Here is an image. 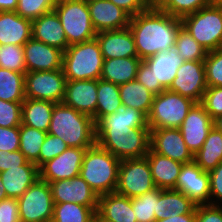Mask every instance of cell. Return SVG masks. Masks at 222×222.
<instances>
[{"label": "cell", "instance_id": "1", "mask_svg": "<svg viewBox=\"0 0 222 222\" xmlns=\"http://www.w3.org/2000/svg\"><path fill=\"white\" fill-rule=\"evenodd\" d=\"M181 19L163 12L156 4L131 17L129 29L135 40L138 57L145 60L175 47Z\"/></svg>", "mask_w": 222, "mask_h": 222}, {"label": "cell", "instance_id": "2", "mask_svg": "<svg viewBox=\"0 0 222 222\" xmlns=\"http://www.w3.org/2000/svg\"><path fill=\"white\" fill-rule=\"evenodd\" d=\"M47 133L61 138L68 147L88 149L96 144L94 119L63 102L55 103Z\"/></svg>", "mask_w": 222, "mask_h": 222}, {"label": "cell", "instance_id": "3", "mask_svg": "<svg viewBox=\"0 0 222 222\" xmlns=\"http://www.w3.org/2000/svg\"><path fill=\"white\" fill-rule=\"evenodd\" d=\"M121 160L99 145L86 149L80 169V176L98 196L114 193L118 181Z\"/></svg>", "mask_w": 222, "mask_h": 222}, {"label": "cell", "instance_id": "4", "mask_svg": "<svg viewBox=\"0 0 222 222\" xmlns=\"http://www.w3.org/2000/svg\"><path fill=\"white\" fill-rule=\"evenodd\" d=\"M104 57L97 39L72 44L63 52L62 69L67 80H98Z\"/></svg>", "mask_w": 222, "mask_h": 222}, {"label": "cell", "instance_id": "5", "mask_svg": "<svg viewBox=\"0 0 222 222\" xmlns=\"http://www.w3.org/2000/svg\"><path fill=\"white\" fill-rule=\"evenodd\" d=\"M182 27L207 51L222 48V7L211 4L181 19Z\"/></svg>", "mask_w": 222, "mask_h": 222}, {"label": "cell", "instance_id": "6", "mask_svg": "<svg viewBox=\"0 0 222 222\" xmlns=\"http://www.w3.org/2000/svg\"><path fill=\"white\" fill-rule=\"evenodd\" d=\"M196 102L168 89L154 95L147 115L150 129L179 128Z\"/></svg>", "mask_w": 222, "mask_h": 222}, {"label": "cell", "instance_id": "7", "mask_svg": "<svg viewBox=\"0 0 222 222\" xmlns=\"http://www.w3.org/2000/svg\"><path fill=\"white\" fill-rule=\"evenodd\" d=\"M64 29L68 45L95 39V31L85 0H63L54 7Z\"/></svg>", "mask_w": 222, "mask_h": 222}, {"label": "cell", "instance_id": "8", "mask_svg": "<svg viewBox=\"0 0 222 222\" xmlns=\"http://www.w3.org/2000/svg\"><path fill=\"white\" fill-rule=\"evenodd\" d=\"M155 188L146 157L121 160L115 191L117 194L134 198Z\"/></svg>", "mask_w": 222, "mask_h": 222}, {"label": "cell", "instance_id": "9", "mask_svg": "<svg viewBox=\"0 0 222 222\" xmlns=\"http://www.w3.org/2000/svg\"><path fill=\"white\" fill-rule=\"evenodd\" d=\"M17 201L21 221L51 222L54 200L47 181L38 178Z\"/></svg>", "mask_w": 222, "mask_h": 222}, {"label": "cell", "instance_id": "10", "mask_svg": "<svg viewBox=\"0 0 222 222\" xmlns=\"http://www.w3.org/2000/svg\"><path fill=\"white\" fill-rule=\"evenodd\" d=\"M67 79L63 69L25 73V98L61 103Z\"/></svg>", "mask_w": 222, "mask_h": 222}, {"label": "cell", "instance_id": "11", "mask_svg": "<svg viewBox=\"0 0 222 222\" xmlns=\"http://www.w3.org/2000/svg\"><path fill=\"white\" fill-rule=\"evenodd\" d=\"M96 144L119 160L143 158L150 149V128H135L120 137H96Z\"/></svg>", "mask_w": 222, "mask_h": 222}, {"label": "cell", "instance_id": "12", "mask_svg": "<svg viewBox=\"0 0 222 222\" xmlns=\"http://www.w3.org/2000/svg\"><path fill=\"white\" fill-rule=\"evenodd\" d=\"M95 127L96 137H120L135 128H149L147 117L141 111L123 104L115 113L103 116Z\"/></svg>", "mask_w": 222, "mask_h": 222}, {"label": "cell", "instance_id": "13", "mask_svg": "<svg viewBox=\"0 0 222 222\" xmlns=\"http://www.w3.org/2000/svg\"><path fill=\"white\" fill-rule=\"evenodd\" d=\"M207 89L204 60L185 61L177 70L170 88L171 92L201 103Z\"/></svg>", "mask_w": 222, "mask_h": 222}, {"label": "cell", "instance_id": "14", "mask_svg": "<svg viewBox=\"0 0 222 222\" xmlns=\"http://www.w3.org/2000/svg\"><path fill=\"white\" fill-rule=\"evenodd\" d=\"M176 190L184 193L196 205L210 204V176L194 161L184 163Z\"/></svg>", "mask_w": 222, "mask_h": 222}, {"label": "cell", "instance_id": "15", "mask_svg": "<svg viewBox=\"0 0 222 222\" xmlns=\"http://www.w3.org/2000/svg\"><path fill=\"white\" fill-rule=\"evenodd\" d=\"M85 152V148L68 147L39 168V178L50 183L79 176Z\"/></svg>", "mask_w": 222, "mask_h": 222}, {"label": "cell", "instance_id": "16", "mask_svg": "<svg viewBox=\"0 0 222 222\" xmlns=\"http://www.w3.org/2000/svg\"><path fill=\"white\" fill-rule=\"evenodd\" d=\"M214 121L201 103H195L179 127L189 151L195 155L202 147Z\"/></svg>", "mask_w": 222, "mask_h": 222}, {"label": "cell", "instance_id": "17", "mask_svg": "<svg viewBox=\"0 0 222 222\" xmlns=\"http://www.w3.org/2000/svg\"><path fill=\"white\" fill-rule=\"evenodd\" d=\"M150 149L183 164L193 161L179 128L150 129Z\"/></svg>", "mask_w": 222, "mask_h": 222}, {"label": "cell", "instance_id": "18", "mask_svg": "<svg viewBox=\"0 0 222 222\" xmlns=\"http://www.w3.org/2000/svg\"><path fill=\"white\" fill-rule=\"evenodd\" d=\"M49 184L54 204L73 202L90 208H98L99 196L80 175Z\"/></svg>", "mask_w": 222, "mask_h": 222}, {"label": "cell", "instance_id": "19", "mask_svg": "<svg viewBox=\"0 0 222 222\" xmlns=\"http://www.w3.org/2000/svg\"><path fill=\"white\" fill-rule=\"evenodd\" d=\"M26 71L62 69L63 51L30 38L23 46Z\"/></svg>", "mask_w": 222, "mask_h": 222}, {"label": "cell", "instance_id": "20", "mask_svg": "<svg viewBox=\"0 0 222 222\" xmlns=\"http://www.w3.org/2000/svg\"><path fill=\"white\" fill-rule=\"evenodd\" d=\"M87 5L92 25L97 33L128 28L131 16L110 0L90 1Z\"/></svg>", "mask_w": 222, "mask_h": 222}, {"label": "cell", "instance_id": "21", "mask_svg": "<svg viewBox=\"0 0 222 222\" xmlns=\"http://www.w3.org/2000/svg\"><path fill=\"white\" fill-rule=\"evenodd\" d=\"M63 103L91 116L96 124L97 80H67Z\"/></svg>", "mask_w": 222, "mask_h": 222}, {"label": "cell", "instance_id": "22", "mask_svg": "<svg viewBox=\"0 0 222 222\" xmlns=\"http://www.w3.org/2000/svg\"><path fill=\"white\" fill-rule=\"evenodd\" d=\"M95 38L99 42L104 59L138 56L135 40L129 27L98 32Z\"/></svg>", "mask_w": 222, "mask_h": 222}, {"label": "cell", "instance_id": "23", "mask_svg": "<svg viewBox=\"0 0 222 222\" xmlns=\"http://www.w3.org/2000/svg\"><path fill=\"white\" fill-rule=\"evenodd\" d=\"M32 38L63 52L67 49L68 41L57 13L53 10L32 21Z\"/></svg>", "mask_w": 222, "mask_h": 222}, {"label": "cell", "instance_id": "24", "mask_svg": "<svg viewBox=\"0 0 222 222\" xmlns=\"http://www.w3.org/2000/svg\"><path fill=\"white\" fill-rule=\"evenodd\" d=\"M0 177L7 197L18 199L39 178V168L28 161L25 165L0 172Z\"/></svg>", "mask_w": 222, "mask_h": 222}, {"label": "cell", "instance_id": "25", "mask_svg": "<svg viewBox=\"0 0 222 222\" xmlns=\"http://www.w3.org/2000/svg\"><path fill=\"white\" fill-rule=\"evenodd\" d=\"M32 21L19 16L15 11L0 12V45L24 44L32 37Z\"/></svg>", "mask_w": 222, "mask_h": 222}, {"label": "cell", "instance_id": "26", "mask_svg": "<svg viewBox=\"0 0 222 222\" xmlns=\"http://www.w3.org/2000/svg\"><path fill=\"white\" fill-rule=\"evenodd\" d=\"M151 168L155 186L162 190L175 189L183 163L159 155L149 149L145 156Z\"/></svg>", "mask_w": 222, "mask_h": 222}, {"label": "cell", "instance_id": "27", "mask_svg": "<svg viewBox=\"0 0 222 222\" xmlns=\"http://www.w3.org/2000/svg\"><path fill=\"white\" fill-rule=\"evenodd\" d=\"M144 61L152 69L155 85H162L166 90L173 83L178 68L185 62L178 55L175 47L146 58Z\"/></svg>", "mask_w": 222, "mask_h": 222}, {"label": "cell", "instance_id": "28", "mask_svg": "<svg viewBox=\"0 0 222 222\" xmlns=\"http://www.w3.org/2000/svg\"><path fill=\"white\" fill-rule=\"evenodd\" d=\"M96 213L110 222H137L131 198L116 192L99 196Z\"/></svg>", "mask_w": 222, "mask_h": 222}, {"label": "cell", "instance_id": "29", "mask_svg": "<svg viewBox=\"0 0 222 222\" xmlns=\"http://www.w3.org/2000/svg\"><path fill=\"white\" fill-rule=\"evenodd\" d=\"M141 61L138 56L104 59L100 79L117 85L135 80Z\"/></svg>", "mask_w": 222, "mask_h": 222}, {"label": "cell", "instance_id": "30", "mask_svg": "<svg viewBox=\"0 0 222 222\" xmlns=\"http://www.w3.org/2000/svg\"><path fill=\"white\" fill-rule=\"evenodd\" d=\"M196 204L192 202L184 193L175 189H159V199L157 201L156 221L167 219L175 215L190 214L195 210Z\"/></svg>", "mask_w": 222, "mask_h": 222}, {"label": "cell", "instance_id": "31", "mask_svg": "<svg viewBox=\"0 0 222 222\" xmlns=\"http://www.w3.org/2000/svg\"><path fill=\"white\" fill-rule=\"evenodd\" d=\"M55 103L25 98L22 102L21 124L48 132Z\"/></svg>", "mask_w": 222, "mask_h": 222}, {"label": "cell", "instance_id": "32", "mask_svg": "<svg viewBox=\"0 0 222 222\" xmlns=\"http://www.w3.org/2000/svg\"><path fill=\"white\" fill-rule=\"evenodd\" d=\"M193 161L206 172L222 163V133L214 126Z\"/></svg>", "mask_w": 222, "mask_h": 222}, {"label": "cell", "instance_id": "33", "mask_svg": "<svg viewBox=\"0 0 222 222\" xmlns=\"http://www.w3.org/2000/svg\"><path fill=\"white\" fill-rule=\"evenodd\" d=\"M121 103L141 111L146 117L150 112L154 94L136 79L119 85Z\"/></svg>", "mask_w": 222, "mask_h": 222}, {"label": "cell", "instance_id": "34", "mask_svg": "<svg viewBox=\"0 0 222 222\" xmlns=\"http://www.w3.org/2000/svg\"><path fill=\"white\" fill-rule=\"evenodd\" d=\"M121 104L119 85L98 79L96 123L103 116L115 113Z\"/></svg>", "mask_w": 222, "mask_h": 222}, {"label": "cell", "instance_id": "35", "mask_svg": "<svg viewBox=\"0 0 222 222\" xmlns=\"http://www.w3.org/2000/svg\"><path fill=\"white\" fill-rule=\"evenodd\" d=\"M25 74L0 68V99L8 102L25 100Z\"/></svg>", "mask_w": 222, "mask_h": 222}, {"label": "cell", "instance_id": "36", "mask_svg": "<svg viewBox=\"0 0 222 222\" xmlns=\"http://www.w3.org/2000/svg\"><path fill=\"white\" fill-rule=\"evenodd\" d=\"M97 209L73 202L54 204L51 222H95Z\"/></svg>", "mask_w": 222, "mask_h": 222}, {"label": "cell", "instance_id": "37", "mask_svg": "<svg viewBox=\"0 0 222 222\" xmlns=\"http://www.w3.org/2000/svg\"><path fill=\"white\" fill-rule=\"evenodd\" d=\"M47 132L21 124L19 126V150L29 162L35 163L39 168V153Z\"/></svg>", "mask_w": 222, "mask_h": 222}, {"label": "cell", "instance_id": "38", "mask_svg": "<svg viewBox=\"0 0 222 222\" xmlns=\"http://www.w3.org/2000/svg\"><path fill=\"white\" fill-rule=\"evenodd\" d=\"M175 48L184 61L205 60L208 52L182 26L177 33Z\"/></svg>", "mask_w": 222, "mask_h": 222}, {"label": "cell", "instance_id": "39", "mask_svg": "<svg viewBox=\"0 0 222 222\" xmlns=\"http://www.w3.org/2000/svg\"><path fill=\"white\" fill-rule=\"evenodd\" d=\"M159 199V188H155L138 197L131 198L137 222H155L157 213V201Z\"/></svg>", "mask_w": 222, "mask_h": 222}, {"label": "cell", "instance_id": "40", "mask_svg": "<svg viewBox=\"0 0 222 222\" xmlns=\"http://www.w3.org/2000/svg\"><path fill=\"white\" fill-rule=\"evenodd\" d=\"M212 4V0H159L156 5L165 13L182 19Z\"/></svg>", "mask_w": 222, "mask_h": 222}, {"label": "cell", "instance_id": "41", "mask_svg": "<svg viewBox=\"0 0 222 222\" xmlns=\"http://www.w3.org/2000/svg\"><path fill=\"white\" fill-rule=\"evenodd\" d=\"M0 68L26 73L23 46L0 45Z\"/></svg>", "mask_w": 222, "mask_h": 222}, {"label": "cell", "instance_id": "42", "mask_svg": "<svg viewBox=\"0 0 222 222\" xmlns=\"http://www.w3.org/2000/svg\"><path fill=\"white\" fill-rule=\"evenodd\" d=\"M204 65L207 87H222V48L208 51Z\"/></svg>", "mask_w": 222, "mask_h": 222}, {"label": "cell", "instance_id": "43", "mask_svg": "<svg viewBox=\"0 0 222 222\" xmlns=\"http://www.w3.org/2000/svg\"><path fill=\"white\" fill-rule=\"evenodd\" d=\"M55 3L52 0H19L16 13L30 21L43 14L54 10Z\"/></svg>", "mask_w": 222, "mask_h": 222}, {"label": "cell", "instance_id": "44", "mask_svg": "<svg viewBox=\"0 0 222 222\" xmlns=\"http://www.w3.org/2000/svg\"><path fill=\"white\" fill-rule=\"evenodd\" d=\"M22 103L8 102L0 99V127H17L21 125Z\"/></svg>", "mask_w": 222, "mask_h": 222}, {"label": "cell", "instance_id": "45", "mask_svg": "<svg viewBox=\"0 0 222 222\" xmlns=\"http://www.w3.org/2000/svg\"><path fill=\"white\" fill-rule=\"evenodd\" d=\"M67 148V144L61 138L47 133L39 153V168L47 161L60 155Z\"/></svg>", "mask_w": 222, "mask_h": 222}, {"label": "cell", "instance_id": "46", "mask_svg": "<svg viewBox=\"0 0 222 222\" xmlns=\"http://www.w3.org/2000/svg\"><path fill=\"white\" fill-rule=\"evenodd\" d=\"M201 104L214 120L222 115V87H207Z\"/></svg>", "mask_w": 222, "mask_h": 222}, {"label": "cell", "instance_id": "47", "mask_svg": "<svg viewBox=\"0 0 222 222\" xmlns=\"http://www.w3.org/2000/svg\"><path fill=\"white\" fill-rule=\"evenodd\" d=\"M136 80L154 95L166 90L162 85H155V76L148 64L142 60L137 71Z\"/></svg>", "mask_w": 222, "mask_h": 222}, {"label": "cell", "instance_id": "48", "mask_svg": "<svg viewBox=\"0 0 222 222\" xmlns=\"http://www.w3.org/2000/svg\"><path fill=\"white\" fill-rule=\"evenodd\" d=\"M208 173L210 176V204L222 207V163Z\"/></svg>", "mask_w": 222, "mask_h": 222}, {"label": "cell", "instance_id": "49", "mask_svg": "<svg viewBox=\"0 0 222 222\" xmlns=\"http://www.w3.org/2000/svg\"><path fill=\"white\" fill-rule=\"evenodd\" d=\"M20 136L19 126L17 127H0V150L2 152H13L19 150Z\"/></svg>", "mask_w": 222, "mask_h": 222}, {"label": "cell", "instance_id": "50", "mask_svg": "<svg viewBox=\"0 0 222 222\" xmlns=\"http://www.w3.org/2000/svg\"><path fill=\"white\" fill-rule=\"evenodd\" d=\"M195 222H222V207L211 204L196 205Z\"/></svg>", "mask_w": 222, "mask_h": 222}, {"label": "cell", "instance_id": "51", "mask_svg": "<svg viewBox=\"0 0 222 222\" xmlns=\"http://www.w3.org/2000/svg\"><path fill=\"white\" fill-rule=\"evenodd\" d=\"M18 201L6 198L0 201V222H19Z\"/></svg>", "mask_w": 222, "mask_h": 222}, {"label": "cell", "instance_id": "52", "mask_svg": "<svg viewBox=\"0 0 222 222\" xmlns=\"http://www.w3.org/2000/svg\"><path fill=\"white\" fill-rule=\"evenodd\" d=\"M119 8L125 10L131 17L148 10L152 5L151 0H110Z\"/></svg>", "mask_w": 222, "mask_h": 222}, {"label": "cell", "instance_id": "53", "mask_svg": "<svg viewBox=\"0 0 222 222\" xmlns=\"http://www.w3.org/2000/svg\"><path fill=\"white\" fill-rule=\"evenodd\" d=\"M28 162L24 154L20 151L2 152L0 150V172L9 168L25 165Z\"/></svg>", "mask_w": 222, "mask_h": 222}, {"label": "cell", "instance_id": "54", "mask_svg": "<svg viewBox=\"0 0 222 222\" xmlns=\"http://www.w3.org/2000/svg\"><path fill=\"white\" fill-rule=\"evenodd\" d=\"M196 209L190 214L175 215L168 217L167 219H161L155 222H195Z\"/></svg>", "mask_w": 222, "mask_h": 222}, {"label": "cell", "instance_id": "55", "mask_svg": "<svg viewBox=\"0 0 222 222\" xmlns=\"http://www.w3.org/2000/svg\"><path fill=\"white\" fill-rule=\"evenodd\" d=\"M19 0H0L1 11H16Z\"/></svg>", "mask_w": 222, "mask_h": 222}, {"label": "cell", "instance_id": "56", "mask_svg": "<svg viewBox=\"0 0 222 222\" xmlns=\"http://www.w3.org/2000/svg\"><path fill=\"white\" fill-rule=\"evenodd\" d=\"M214 121V127L222 133V115L217 117Z\"/></svg>", "mask_w": 222, "mask_h": 222}, {"label": "cell", "instance_id": "57", "mask_svg": "<svg viewBox=\"0 0 222 222\" xmlns=\"http://www.w3.org/2000/svg\"><path fill=\"white\" fill-rule=\"evenodd\" d=\"M6 198H8L7 193H6V190L4 188V185H3L2 181H1V177H0V201L4 200Z\"/></svg>", "mask_w": 222, "mask_h": 222}, {"label": "cell", "instance_id": "58", "mask_svg": "<svg viewBox=\"0 0 222 222\" xmlns=\"http://www.w3.org/2000/svg\"><path fill=\"white\" fill-rule=\"evenodd\" d=\"M95 222H110V221L103 220V219L96 213Z\"/></svg>", "mask_w": 222, "mask_h": 222}, {"label": "cell", "instance_id": "59", "mask_svg": "<svg viewBox=\"0 0 222 222\" xmlns=\"http://www.w3.org/2000/svg\"><path fill=\"white\" fill-rule=\"evenodd\" d=\"M212 4L222 7V0H212Z\"/></svg>", "mask_w": 222, "mask_h": 222}, {"label": "cell", "instance_id": "60", "mask_svg": "<svg viewBox=\"0 0 222 222\" xmlns=\"http://www.w3.org/2000/svg\"><path fill=\"white\" fill-rule=\"evenodd\" d=\"M55 4H57V3H59V2H61V1H63V0H52Z\"/></svg>", "mask_w": 222, "mask_h": 222}, {"label": "cell", "instance_id": "61", "mask_svg": "<svg viewBox=\"0 0 222 222\" xmlns=\"http://www.w3.org/2000/svg\"><path fill=\"white\" fill-rule=\"evenodd\" d=\"M153 4H156L159 0H151Z\"/></svg>", "mask_w": 222, "mask_h": 222}]
</instances>
